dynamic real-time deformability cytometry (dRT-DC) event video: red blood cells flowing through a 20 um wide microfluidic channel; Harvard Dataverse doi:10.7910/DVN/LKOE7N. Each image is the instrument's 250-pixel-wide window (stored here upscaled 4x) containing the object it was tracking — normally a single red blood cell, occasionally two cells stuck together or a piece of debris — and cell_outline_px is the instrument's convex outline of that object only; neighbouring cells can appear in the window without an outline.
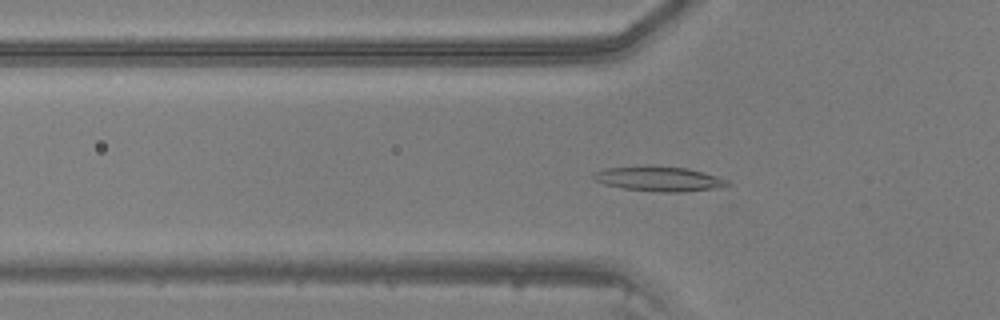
{"species": "common noctule bat (a hibernating species)", "species_latin": "Nyctalus noctula", "temperature_condition": "warm", "stored_images_in_passage": 47, "camera_frame_rate_fps": 3000, "um_per_image_px": 0.085, "animal": {"sex": "male", "body_mass_g": 20.5, "forearm_length_mm": 52.5}, "frame": {"image": 1, "passage_image": 16, "time_ms": 5.0, "image_size_px": [1000, 320], "cell_outline_px": [[732, 184], [724, 188], [680, 192], [660, 192], [624, 188], [604, 184], [596, 180], [592, 176], [596, 172], [604, 168], [644, 164], [652, 164], [688, 168], [716, 176], [728, 180]], "centroid_in_image_um": [56.05, 15.18], "position_along_channel_um": 69.7, "area_um2": 19.88}}
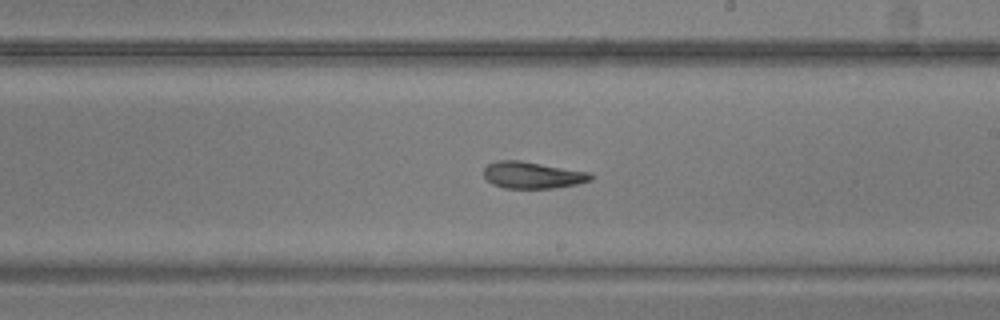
{"frame": {"image": 2, "passage_image": 28, "time_ms": 9.0, "image_size_px": [1000, 320], "cell_outline_px": [[596, 176], [592, 180], [576, 184], [556, 188], [504, 188], [492, 184], [484, 176], [484, 168], [488, 164], [496, 160], [520, 160], [592, 172]], "centroid_in_image_um": [45.31, 14.87], "position_along_channel_um": 243.7, "area_um2": 16.94}}
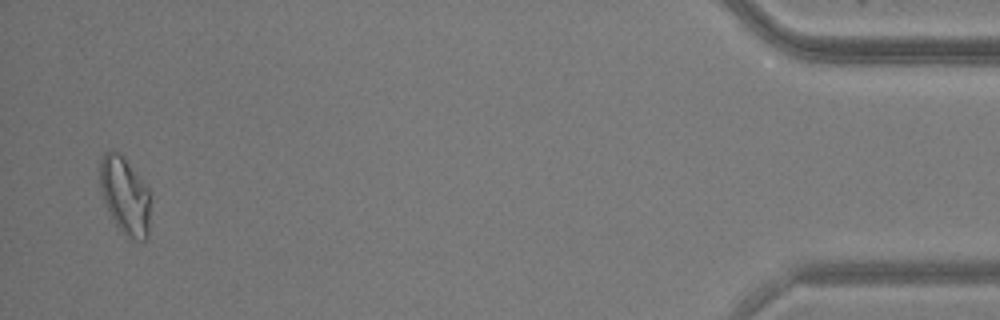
{"frame": {"image": 3, "passage_image": 46, "time_ms": 15.0, "image_size_px": [1000, 320], "cell_outline_px": [[152, 200], [148, 236], [144, 240], [136, 240], [128, 236], [116, 224], [104, 200], [100, 188], [100, 160], [104, 152], [108, 148], [120, 152], [124, 156], [148, 188]], "centroid_in_image_um": [10.65, 16.57], "position_along_channel_um": 424.5, "area_um2": 23.0}}